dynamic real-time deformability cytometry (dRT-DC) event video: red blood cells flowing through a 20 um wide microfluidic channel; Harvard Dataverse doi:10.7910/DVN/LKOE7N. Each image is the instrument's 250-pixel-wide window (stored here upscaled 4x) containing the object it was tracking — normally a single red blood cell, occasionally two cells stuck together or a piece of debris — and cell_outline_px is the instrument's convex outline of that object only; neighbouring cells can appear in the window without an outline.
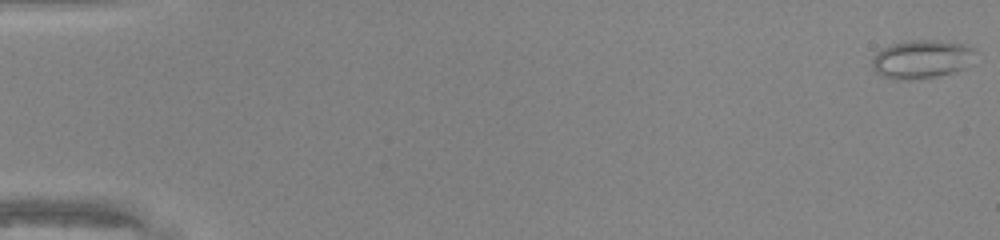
{"species": "common noctule bat (a hibernating species)", "species_latin": "Nyctalus noctula", "temperature_condition": "warm", "stored_images_in_passage": 49, "camera_frame_rate_fps": 3000, "um_per_image_px": 0.085, "animal": {"sex": "male", "body_mass_g": 20.0, "forearm_length_mm": 53.3}, "frame": {"image": 1, "passage_image": 1, "time_ms": 0.0, "image_size_px": [1000, 240], "cell_outline_px": [[976, 52], [964, 68], [956, 72], [936, 76], [912, 80], [896, 80], [884, 76], [876, 72], [872, 68], [872, 60], [876, 52], [892, 44], [912, 40], [936, 40], [968, 44]], "centroid_in_image_um": [78.33, 5.03], "position_along_channel_um": 6.7, "area_um2": 23.12}}
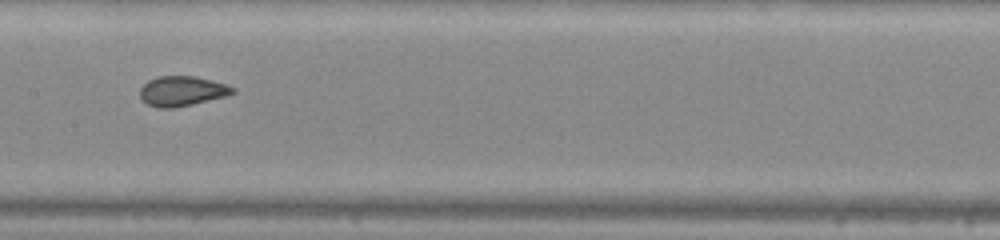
{"frame": {"image": 2, "passage_image": 26, "time_ms": 8.333, "image_size_px": [1000, 240], "cell_outline_px": [[236, 92], [224, 96], [192, 104], [172, 108], [156, 108], [148, 104], [140, 96], [140, 88], [148, 80], [160, 76], [196, 76], [224, 84], [236, 88]], "centroid_in_image_um": [15.45, 7.74], "position_along_channel_um": 191.9, "area_um2": 15.95}}
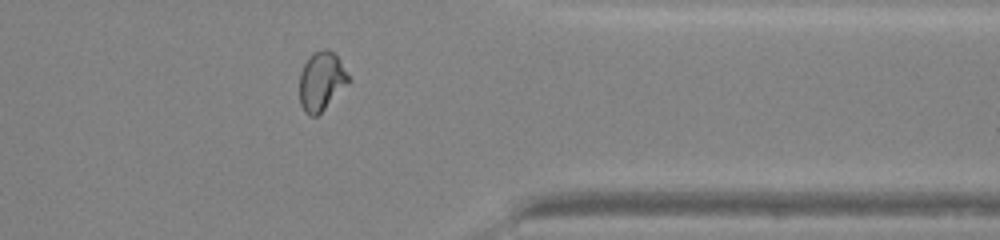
{"frame": {"image": 3, "passage_image": 40, "time_ms": 13.0, "image_size_px": [1000, 240], "cell_outline_px": [[348, 84], [316, 116], [308, 116], [304, 112], [300, 104], [300, 72], [304, 64], [312, 52], [324, 48], [328, 48], [336, 56], [348, 76]], "centroid_in_image_um": [27.28, 6.9], "position_along_channel_um": 384.1, "area_um2": 16.47}}